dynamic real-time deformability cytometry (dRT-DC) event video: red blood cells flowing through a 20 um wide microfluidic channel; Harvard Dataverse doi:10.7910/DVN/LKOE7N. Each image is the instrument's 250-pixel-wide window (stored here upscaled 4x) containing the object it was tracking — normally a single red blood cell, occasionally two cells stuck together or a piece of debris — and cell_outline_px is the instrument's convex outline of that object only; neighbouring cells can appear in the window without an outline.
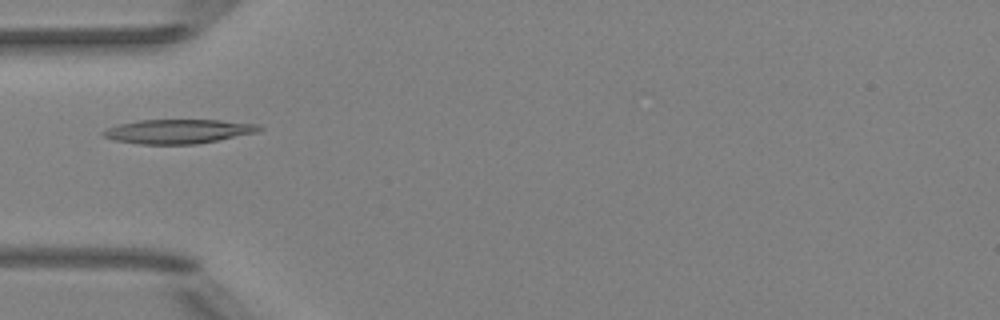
{"species": "Egyptian fruit bat (a non-hibernating species)", "species_latin": "Rousettus aegyptiacus", "temperature_condition": "room temperature", "stored_images_in_passage": 2, "camera_frame_rate_fps": 3000, "um_per_image_px": 0.085, "animal": {"sex": "female"}, "frame": {"image": 1, "passage_image": 2, "time_ms": 1.0, "image_size_px": [1000, 320], "cell_outline_px": [[264, 128], [256, 132], [196, 144], [140, 144], [112, 140], [100, 136], [100, 132], [108, 128], [120, 124], [140, 120], [220, 120], [256, 124]], "centroid_in_image_um": [15.07, 11.17], "position_along_channel_um": 69.9, "area_um2": 21.85}}